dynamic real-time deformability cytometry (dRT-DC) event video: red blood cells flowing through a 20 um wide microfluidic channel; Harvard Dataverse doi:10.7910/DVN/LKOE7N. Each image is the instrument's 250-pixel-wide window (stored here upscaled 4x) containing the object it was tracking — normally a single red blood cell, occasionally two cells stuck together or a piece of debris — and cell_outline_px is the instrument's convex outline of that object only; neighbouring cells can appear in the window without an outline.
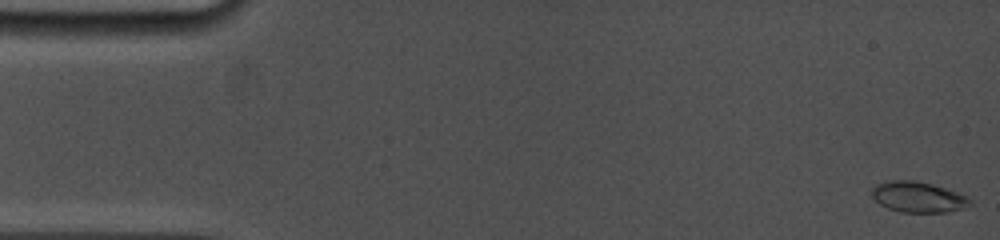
{"species": "common noctule bat (a hibernating species)", "species_latin": "Nyctalus noctula", "temperature_condition": "cold", "stored_images_in_passage": 14, "camera_frame_rate_fps": 5000, "um_per_image_px": 0.085, "animal": {"sex": "female", "body_mass_g": 19.0, "forearm_length_mm": 53.3}, "frame": {"image": 1, "passage_image": 1, "time_ms": 0.0, "image_size_px": [1000, 240], "cell_outline_px": [[972, 204], [964, 208], [948, 212], [900, 212], [888, 208], [880, 204], [872, 196], [872, 188], [876, 184], [888, 180], [912, 180], [932, 184], [968, 196], [972, 200]], "centroid_in_image_um": [78.05, 16.75], "position_along_channel_um": 7.0, "area_um2": 17.57}}